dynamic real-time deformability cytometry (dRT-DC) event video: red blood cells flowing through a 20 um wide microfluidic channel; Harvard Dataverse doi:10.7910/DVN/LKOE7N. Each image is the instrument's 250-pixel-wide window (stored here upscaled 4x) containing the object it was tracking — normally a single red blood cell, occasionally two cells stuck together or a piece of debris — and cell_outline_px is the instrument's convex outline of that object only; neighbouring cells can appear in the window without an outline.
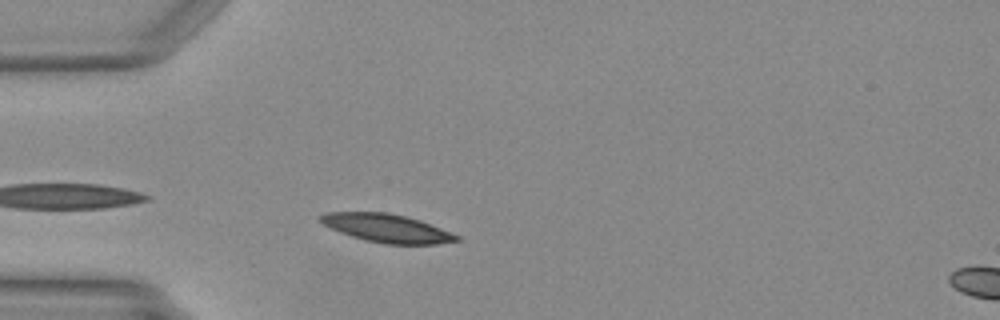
{"species": "Egyptian fruit bat (a non-hibernating species)", "species_latin": "Rousettus aegyptiacus", "temperature_condition": "warm", "stored_images_in_passage": 37, "camera_frame_rate_fps": 3000, "um_per_image_px": 0.085, "animal": {"sex": "female"}, "frame": {"image": 1, "passage_image": 2, "time_ms": 0.333, "image_size_px": [1000, 320], "cell_outline_px": [[460, 240], [436, 244], [384, 244], [364, 240], [340, 232], [324, 224], [320, 220], [320, 216], [324, 212], [388, 212], [420, 220], [460, 236]], "centroid_in_image_um": [32.89, 19.4], "position_along_channel_um": 52.1, "area_um2": 22.25}}
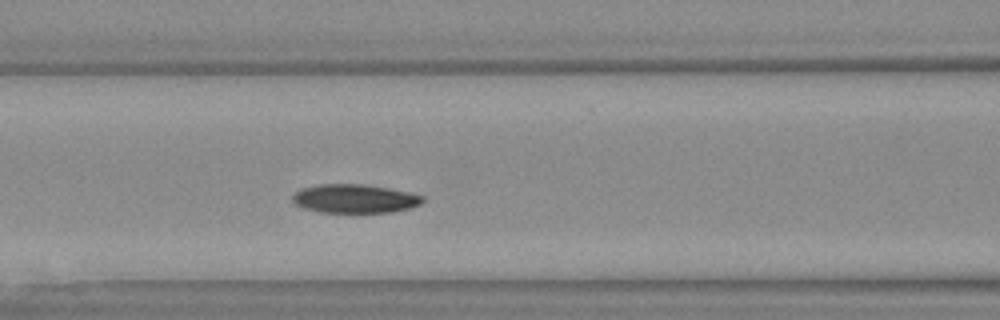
{"frame": {"image": 2, "passage_image": 9, "time_ms": 2.667, "image_size_px": [1000, 320], "cell_outline_px": [[424, 200], [420, 204], [408, 208], [392, 212], [320, 212], [304, 208], [296, 204], [292, 200], [292, 196], [296, 192], [304, 188], [320, 184], [360, 184], [388, 188], [424, 196]], "centroid_in_image_um": [30.14, 16.89], "position_along_channel_um": 136.5, "area_um2": 21.44}}
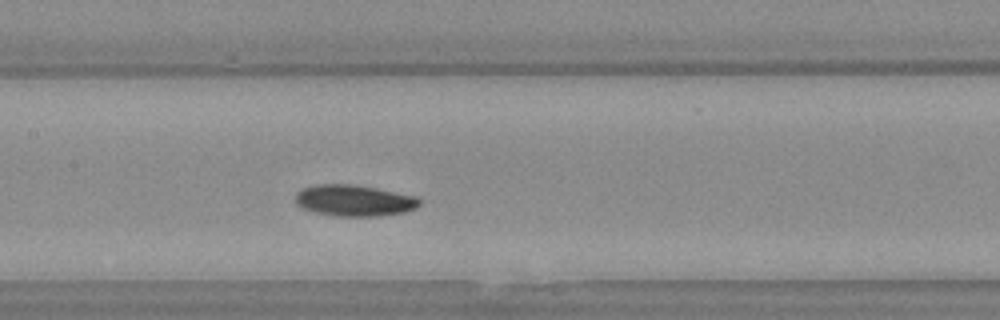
{"frame": {"image": 3, "passage_image": 12, "time_ms": 3.667, "image_size_px": [1000, 320], "cell_outline_px": [[420, 204], [416, 208], [404, 212], [380, 216], [336, 216], [316, 212], [304, 208], [296, 204], [296, 192], [304, 188], [316, 184], [352, 184], [376, 188], [416, 196], [420, 200]], "centroid_in_image_um": [30.12, 17.04], "position_along_channel_um": 177.3, "area_um2": 22.54}}